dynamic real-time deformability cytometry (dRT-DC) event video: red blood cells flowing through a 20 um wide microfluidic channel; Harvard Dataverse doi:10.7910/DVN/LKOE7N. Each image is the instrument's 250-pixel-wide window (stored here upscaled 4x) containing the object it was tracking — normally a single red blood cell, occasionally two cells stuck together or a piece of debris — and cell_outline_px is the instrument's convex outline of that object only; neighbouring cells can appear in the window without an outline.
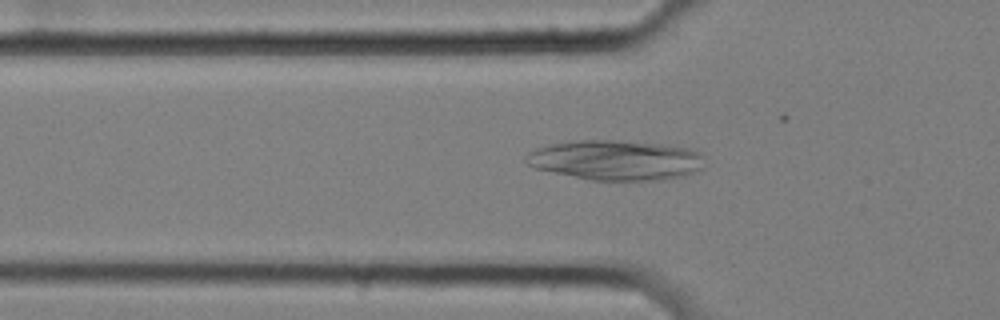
{"species": "common noctule bat (a hibernating species)", "species_latin": "Nyctalus noctula", "temperature_condition": "cold", "stored_images_in_passage": 45, "camera_frame_rate_fps": 3000, "um_per_image_px": 0.085, "animal": {"sex": "female", "body_mass_g": 25.1}, "frame": {"image": 1, "passage_image": 18, "time_ms": 5.667, "image_size_px": [1000, 320], "cell_outline_px": [[704, 168], [684, 176], [660, 180], [592, 180], [536, 168], [528, 164], [524, 160], [524, 156], [528, 152], [536, 148], [568, 140], [612, 140], [660, 144], [688, 148], [704, 156]], "centroid_in_image_um": [52.34, 13.61], "position_along_channel_um": 73.5, "area_um2": 41.56}}
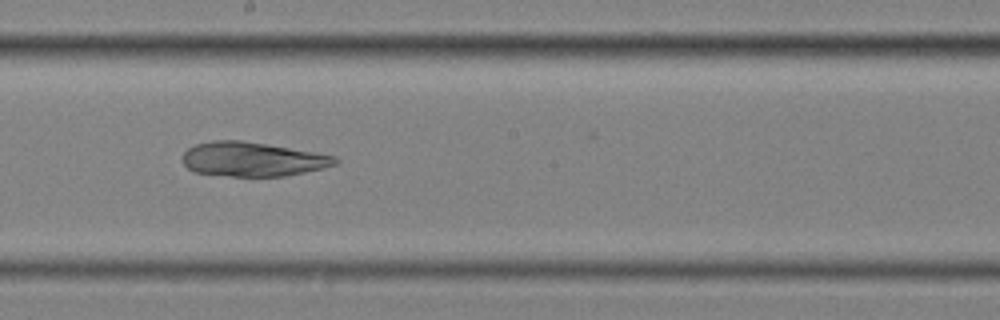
{"frame": {"image": 2, "passage_image": 31, "time_ms": 10.0, "image_size_px": [1000, 320], "cell_outline_px": [[340, 160], [336, 164], [324, 168], [284, 176], [232, 176], [192, 172], [184, 164], [184, 152], [188, 148], [196, 144], [212, 140], [240, 140], [336, 156]], "centroid_in_image_um": [21.45, 13.54], "position_along_channel_um": 226.8, "area_um2": 30.17}}
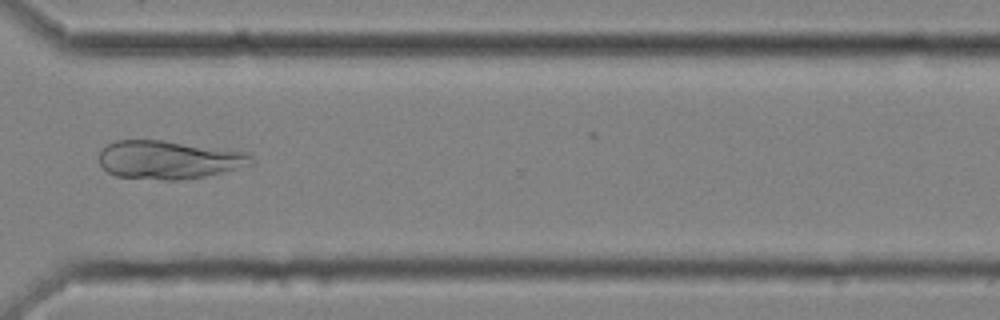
{"frame": {"image": 3, "passage_image": 42, "time_ms": 13.667, "image_size_px": [1000, 320], "cell_outline_px": [[252, 164], [204, 176], [180, 180], [164, 180], [116, 176], [108, 172], [100, 164], [100, 148], [116, 140], [160, 140], [252, 152]], "centroid_in_image_um": [14.34, 13.57], "position_along_channel_um": 356.3, "area_um2": 33.93}}